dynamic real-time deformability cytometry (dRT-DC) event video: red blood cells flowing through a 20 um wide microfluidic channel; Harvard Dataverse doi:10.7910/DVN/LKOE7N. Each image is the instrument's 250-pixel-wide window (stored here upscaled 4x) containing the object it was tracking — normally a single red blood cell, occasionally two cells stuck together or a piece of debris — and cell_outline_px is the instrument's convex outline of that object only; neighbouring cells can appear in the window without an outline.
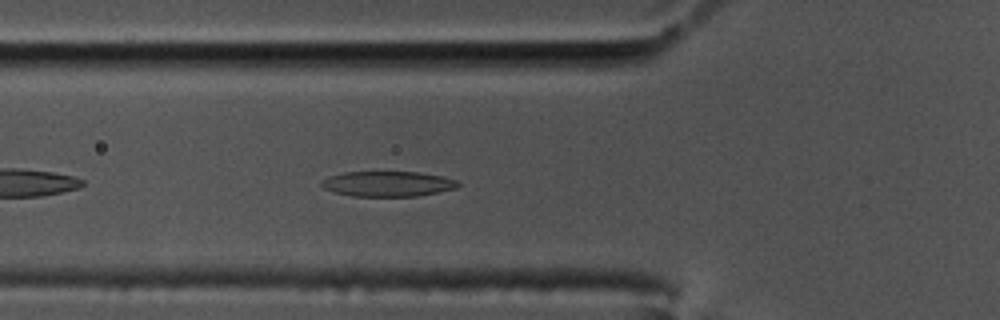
{"species": "common noctule bat (a hibernating species)", "species_latin": "Nyctalus noctula", "temperature_condition": "cold", "stored_images_in_passage": 44, "camera_frame_rate_fps": 3000, "um_per_image_px": 0.085, "animal": {"sex": "male", "body_mass_g": 17.5, "forearm_length_mm": 52.3}, "frame": {"image": 1, "passage_image": 6, "time_ms": 1.667, "image_size_px": [1000, 320], "cell_outline_px": [[460, 184], [456, 188], [440, 192], [416, 196], [352, 196], [336, 192], [324, 188], [320, 184], [328, 176], [344, 172], [420, 172], [444, 176], [456, 180]], "centroid_in_image_um": [33.0, 15.62], "position_along_channel_um": 92.8, "area_um2": 20.06}}
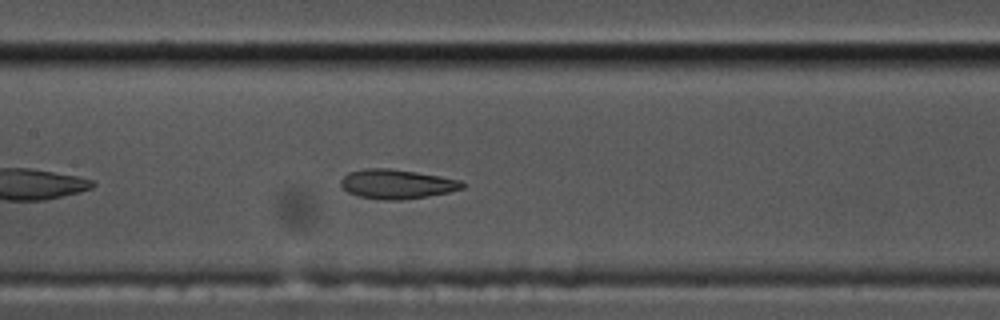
{"frame": {"image": 2, "passage_image": 13, "time_ms": 4.0, "image_size_px": [1000, 320], "cell_outline_px": [[464, 188], [448, 192], [428, 196], [400, 200], [384, 200], [356, 196], [348, 192], [340, 184], [340, 180], [348, 172], [364, 168], [388, 168], [416, 172], [440, 176], [460, 180], [464, 184]], "centroid_in_image_um": [33.7, 15.64], "position_along_channel_um": 173.7, "area_um2": 20.81}}
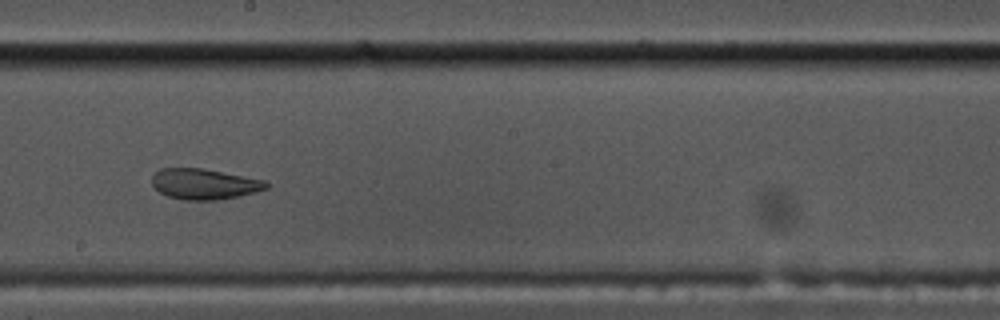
{"frame": {"image": 3, "passage_image": 18, "time_ms": 5.667, "image_size_px": [1000, 320], "cell_outline_px": [[268, 188], [256, 192], [216, 200], [184, 200], [168, 196], [160, 192], [152, 184], [152, 176], [160, 168], [204, 168], [264, 180], [268, 184]], "centroid_in_image_um": [17.35, 15.63], "position_along_channel_um": 230.8, "area_um2": 20.29}, "authors_computed_cell_mechanics": {"area_um2": 22.1952, "velocity_mm_per_s": 3.4547, "shape_relaxation_time_tau1_ms": null, "shape_relaxation_time_tau2_ms": 1.5726, "deformation_change_tau1": null, "deformation_change_tau2": 0.0739}}